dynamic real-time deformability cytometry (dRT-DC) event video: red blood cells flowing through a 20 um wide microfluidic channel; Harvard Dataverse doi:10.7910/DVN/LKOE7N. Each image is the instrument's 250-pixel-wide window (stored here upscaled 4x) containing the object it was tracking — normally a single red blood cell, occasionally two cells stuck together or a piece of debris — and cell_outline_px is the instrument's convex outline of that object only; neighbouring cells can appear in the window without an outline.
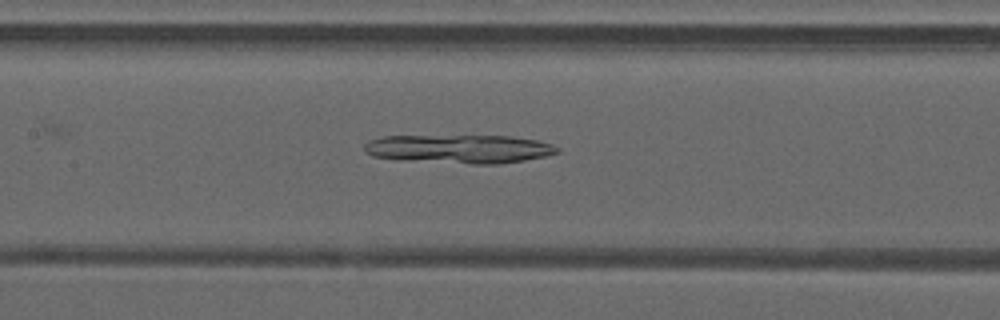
{"species": "common noctule bat (a hibernating species)", "species_latin": "Nyctalus noctula", "temperature_condition": "warm", "stored_images_in_passage": 36, "camera_frame_rate_fps": 3000, "um_per_image_px": 0.085, "animal": {"sex": "male", "forearm_length_mm": 52.5}, "frame": {"image": 1, "passage_image": 13, "time_ms": 4.0, "image_size_px": [1000, 320], "cell_outline_px": [[560, 152], [544, 156], [524, 160], [500, 164], [472, 164], [396, 160], [372, 156], [364, 152], [364, 144], [368, 140], [380, 136], [508, 136], [536, 140], [552, 144], [560, 148]], "centroid_in_image_um": [38.98, 12.66], "position_along_channel_um": 168.4, "area_um2": 32.54}}
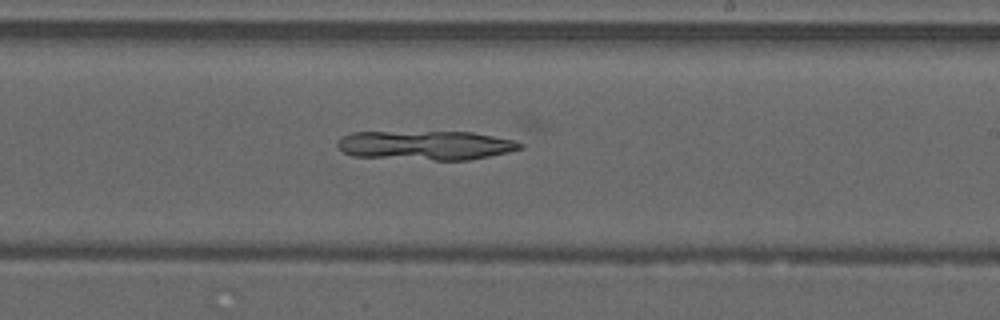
{"frame": {"image": 2, "passage_image": 19, "time_ms": 6.0, "image_size_px": [1000, 320], "cell_outline_px": [[524, 148], [508, 152], [468, 160], [436, 160], [352, 156], [344, 152], [336, 144], [336, 140], [340, 136], [352, 132], [472, 132], [512, 140], [524, 144]], "centroid_in_image_um": [36.15, 12.35], "position_along_channel_um": 252.9, "area_um2": 31.1}}
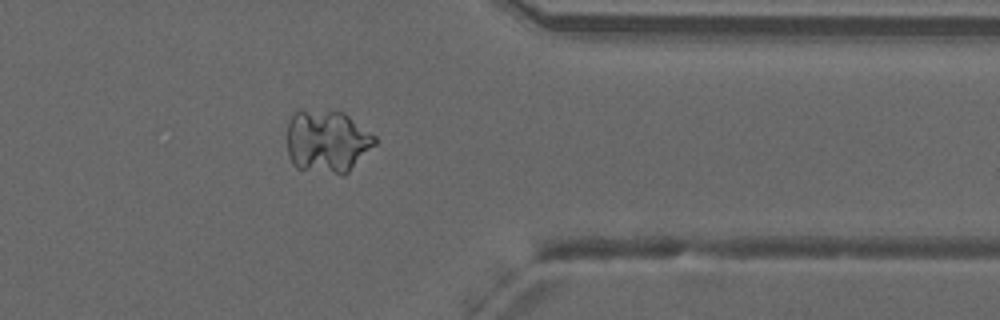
{"frame": {"image": 3, "passage_image": 29, "time_ms": 9.333, "image_size_px": [1000, 320], "cell_outline_px": [[376, 144], [344, 176], [340, 176], [296, 168], [292, 164], [288, 156], [288, 120], [292, 112], [300, 108], [344, 112], [376, 136]], "centroid_in_image_um": [27.78, 12.01], "position_along_channel_um": 383.6, "area_um2": 32.83}}